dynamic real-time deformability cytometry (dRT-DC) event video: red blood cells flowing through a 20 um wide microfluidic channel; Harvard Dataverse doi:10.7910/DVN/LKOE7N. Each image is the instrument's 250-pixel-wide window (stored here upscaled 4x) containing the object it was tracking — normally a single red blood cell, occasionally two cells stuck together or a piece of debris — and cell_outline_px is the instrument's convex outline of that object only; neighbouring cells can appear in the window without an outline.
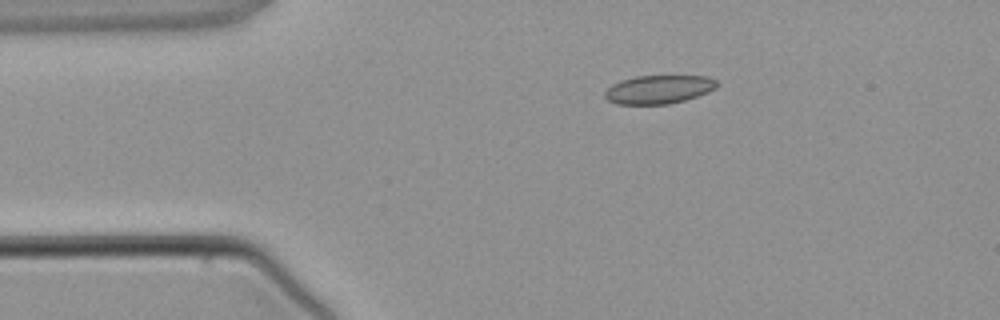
{"species": "common noctule bat (a hibernating species)", "species_latin": "Nyctalus noctula", "temperature_condition": "warm", "stored_images_in_passage": 4, "camera_frame_rate_fps": 3000, "um_per_image_px": 0.085, "animal": {"sex": "male", "body_mass_g": 21.5, "forearm_length_mm": 52.0}, "frame": {"image": 1, "passage_image": 3, "time_ms": 2.333, "image_size_px": [1000, 320], "cell_outline_px": [[720, 84], [716, 88], [708, 92], [684, 100], [668, 104], [616, 104], [608, 100], [604, 96], [604, 92], [612, 84], [620, 80], [636, 76], [708, 76], [716, 80]], "centroid_in_image_um": [55.99, 7.59], "position_along_channel_um": 29.0, "area_um2": 18.67}}